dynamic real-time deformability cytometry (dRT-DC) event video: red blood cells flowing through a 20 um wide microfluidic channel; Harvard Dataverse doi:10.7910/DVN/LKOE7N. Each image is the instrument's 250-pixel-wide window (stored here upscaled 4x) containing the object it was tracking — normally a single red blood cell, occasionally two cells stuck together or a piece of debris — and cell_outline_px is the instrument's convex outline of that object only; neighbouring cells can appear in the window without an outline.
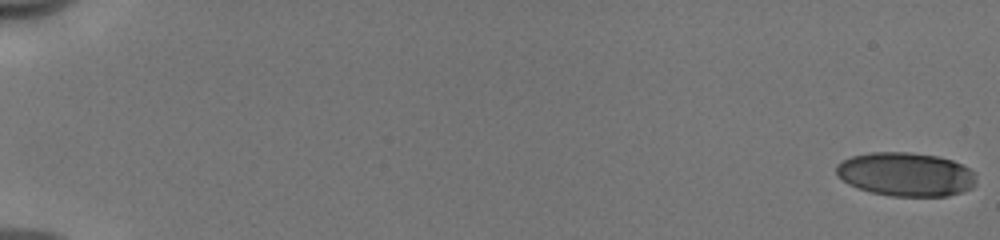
{"species": "human", "species_latin": "Homo sapiens", "temperature_condition": "cold", "stored_images_in_passage": 54, "camera_frame_rate_fps": 3000, "um_per_image_px": 0.085, "donor": {"sex": "male"}, "frame": {"image": 1, "passage_image": 1, "time_ms": 0.0, "image_size_px": [1000, 240], "cell_outline_px": [[976, 180], [972, 188], [964, 192], [948, 196], [892, 196], [872, 192], [848, 184], [836, 176], [836, 164], [852, 156], [868, 152], [908, 152], [940, 156], [952, 160], [976, 172]], "centroid_in_image_um": [77.01, 14.81], "position_along_channel_um": 8.0, "area_um2": 35.95}}
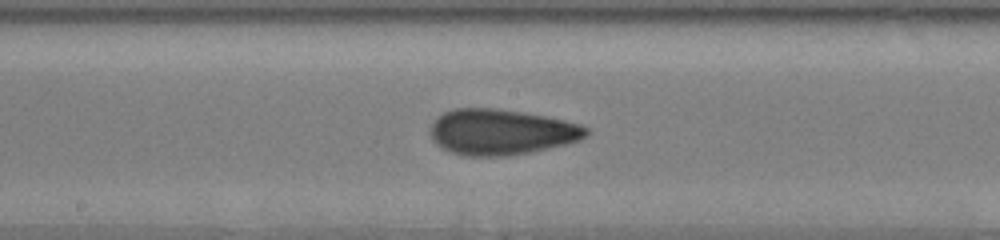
{"frame": {"image": 2, "passage_image": 31, "time_ms": 10.0, "image_size_px": [1000, 240], "cell_outline_px": [[592, 132], [580, 140], [548, 148], [528, 152], [504, 156], [468, 156], [452, 152], [444, 148], [432, 140], [432, 124], [444, 112], [452, 108], [500, 108], [524, 112], [564, 120], [580, 124], [588, 128]], "centroid_in_image_um": [42.64, 11.21], "position_along_channel_um": 205.6, "area_um2": 41.21}}
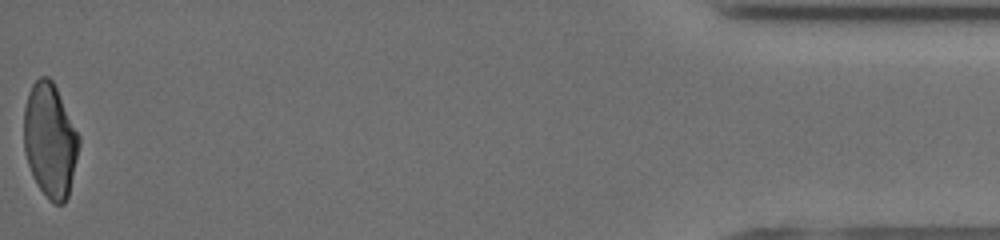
{"frame": {"image": 3, "passage_image": 54, "time_ms": 17.667, "image_size_px": [1000, 240], "cell_outline_px": [[80, 144], [68, 196], [64, 204], [56, 204], [48, 200], [32, 176], [24, 152], [24, 108], [28, 92], [32, 84], [40, 76], [48, 76], [52, 80], [80, 136]], "centroid_in_image_um": [4.24, 11.93], "position_along_channel_um": 431.0, "area_um2": 36.65}, "authors_computed_cell_mechanics": {"area_um2": 38.6393, "velocity_mm_per_s": 3.9944, "shape_relaxation_time_tau1_ms": 6.902, "shape_relaxation_time_tau2_ms": 1.7014, "deformation_change_tau1": 0.1863, "deformation_change_tau2": 0.0909}}